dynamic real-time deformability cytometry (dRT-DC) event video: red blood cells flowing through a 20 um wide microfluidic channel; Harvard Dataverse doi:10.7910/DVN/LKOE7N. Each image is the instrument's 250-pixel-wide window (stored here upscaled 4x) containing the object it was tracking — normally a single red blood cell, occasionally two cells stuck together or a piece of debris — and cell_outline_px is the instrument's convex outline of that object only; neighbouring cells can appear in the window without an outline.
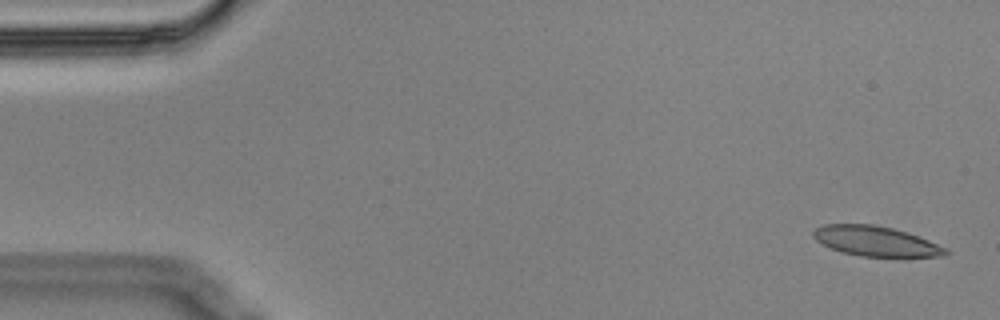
{"species": "Egyptian fruit bat (a non-hibernating species)", "species_latin": "Rousettus aegyptiacus", "temperature_condition": "cold", "stored_images_in_passage": 4, "camera_frame_rate_fps": 3000, "um_per_image_px": 0.085, "animal": {"sex": "male"}, "frame": {"image": 1, "passage_image": 1, "time_ms": 0.0, "image_size_px": [1000, 320], "cell_outline_px": [[948, 252], [944, 256], [860, 256], [840, 252], [816, 240], [812, 236], [812, 232], [816, 228], [824, 224], [872, 224], [892, 228], [928, 240], [948, 248]], "centroid_in_image_um": [74.41, 20.49], "position_along_channel_um": 10.6, "area_um2": 22.77}}
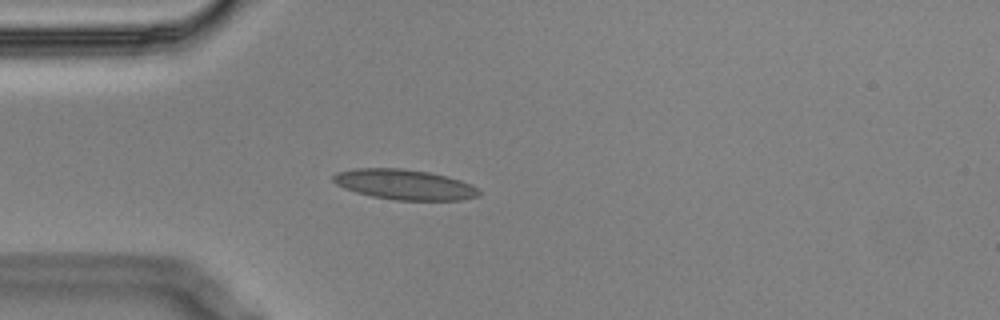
{"frame": {"image": 2, "passage_image": 4, "time_ms": 1.0, "image_size_px": [1000, 320], "cell_outline_px": [[480, 196], [460, 200], [396, 200], [372, 196], [356, 192], [344, 188], [336, 184], [332, 180], [332, 176], [336, 172], [352, 168], [404, 168], [428, 172], [448, 176], [472, 184], [480, 192]], "centroid_in_image_um": [34.37, 15.67], "position_along_channel_um": 50.6, "area_um2": 25.84}}